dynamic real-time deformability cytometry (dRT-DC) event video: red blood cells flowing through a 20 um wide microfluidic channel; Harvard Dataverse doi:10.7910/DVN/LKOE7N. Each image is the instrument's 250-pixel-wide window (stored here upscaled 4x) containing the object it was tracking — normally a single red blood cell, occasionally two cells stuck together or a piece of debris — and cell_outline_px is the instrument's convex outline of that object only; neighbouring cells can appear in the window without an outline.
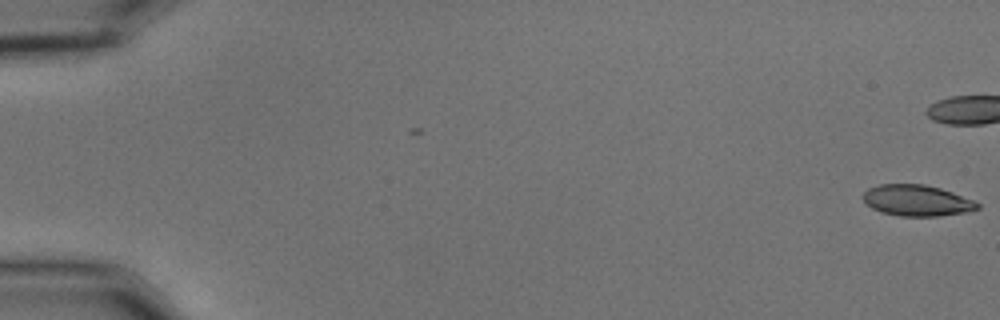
{"species": "common noctule bat (a hibernating species)", "species_latin": "Nyctalus noctula", "temperature_condition": "cold", "stored_images_in_passage": 46, "camera_frame_rate_fps": 3000, "um_per_image_px": 0.085, "animal": {"sex": "male", "body_mass_g": 15.6}, "frame": {"image": 1, "passage_image": 1, "time_ms": 0.0, "image_size_px": [1000, 320], "cell_outline_px": [[980, 208], [968, 212], [936, 216], [900, 216], [880, 212], [872, 208], [860, 196], [868, 188], [880, 184], [924, 184], [940, 188], [952, 192], [972, 200], [980, 204]], "centroid_in_image_um": [77.91, 17.04], "position_along_channel_um": 7.1, "area_um2": 20.75}}
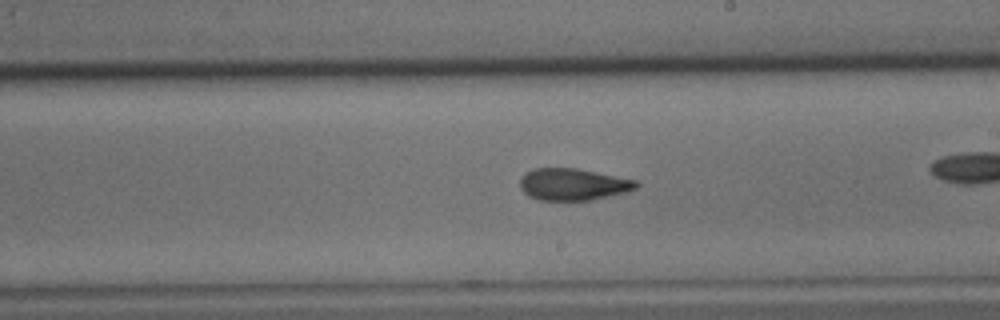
{"frame": {"image": 2, "passage_image": 33, "time_ms": 10.667, "image_size_px": [1000, 320], "cell_outline_px": [[640, 184], [636, 188], [628, 192], [592, 200], [540, 200], [528, 196], [520, 188], [520, 176], [524, 172], [532, 168], [576, 168], [640, 180]], "centroid_in_image_um": [48.73, 15.66], "position_along_channel_um": 240.3, "area_um2": 22.02}}
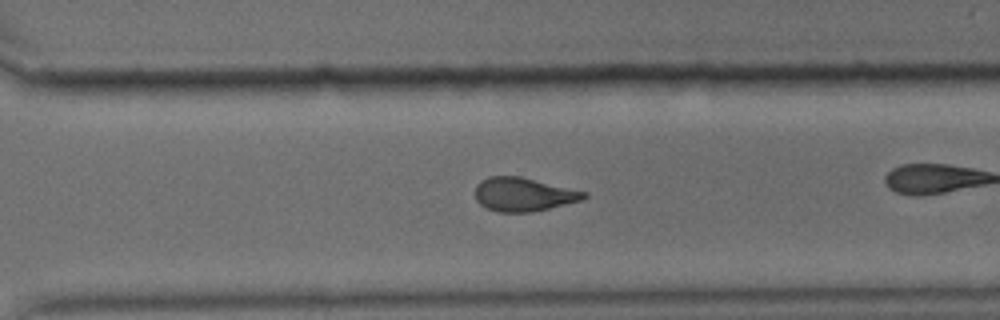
{"frame": {"image": 3, "passage_image": 40, "time_ms": 13.0, "image_size_px": [1000, 320], "cell_outline_px": [[588, 196], [580, 200], [548, 208], [528, 212], [500, 212], [488, 208], [480, 204], [476, 200], [476, 184], [480, 180], [488, 176], [520, 176], [588, 192]], "centroid_in_image_um": [44.47, 16.5], "position_along_channel_um": 326.1, "area_um2": 21.15}}